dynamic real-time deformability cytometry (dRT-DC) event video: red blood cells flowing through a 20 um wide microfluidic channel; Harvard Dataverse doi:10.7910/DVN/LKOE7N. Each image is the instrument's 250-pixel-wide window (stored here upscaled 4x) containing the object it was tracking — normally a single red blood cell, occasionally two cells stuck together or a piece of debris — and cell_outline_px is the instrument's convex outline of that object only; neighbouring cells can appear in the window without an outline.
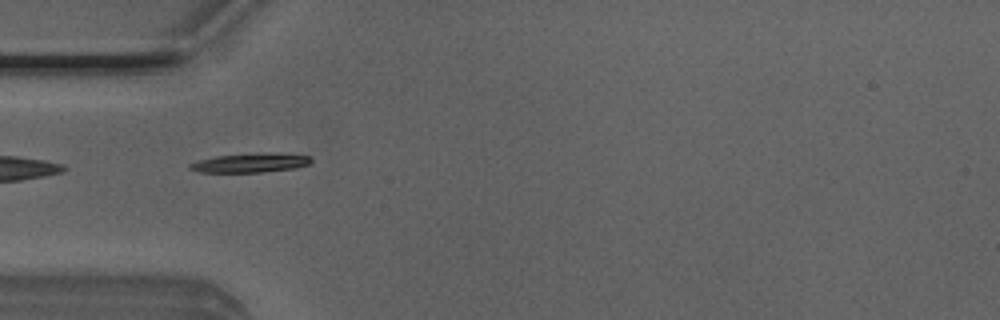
{"species": "Egyptian fruit bat (a non-hibernating species)", "species_latin": "Rousettus aegyptiacus", "temperature_condition": "room temperature", "stored_images_in_passage": 36, "camera_frame_rate_fps": 3000, "um_per_image_px": 0.085, "animal": {"sex": "male"}, "frame": {"image": 1, "passage_image": 1, "time_ms": 0.0, "image_size_px": [1000, 320], "cell_outline_px": [[312, 160], [308, 164], [292, 168], [260, 172], [200, 172], [188, 168], [188, 164], [200, 160], [216, 156], [312, 156]], "centroid_in_image_um": [21.13, 13.91], "position_along_channel_um": 63.9, "area_um2": 11.96}}
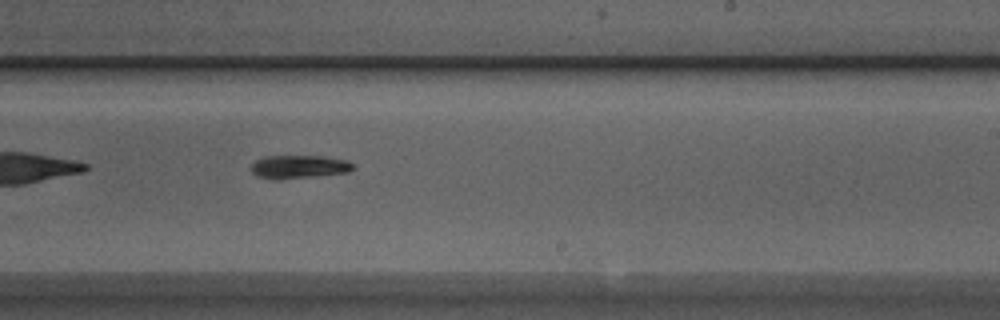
{"frame": {"image": 2, "passage_image": 16, "time_ms": 5.0, "image_size_px": [1000, 320], "cell_outline_px": [[352, 168], [348, 172], [276, 180], [272, 180], [256, 176], [252, 172], [252, 164], [256, 160], [264, 156], [320, 156], [348, 160], [352, 164]], "centroid_in_image_um": [25.35, 14.18], "position_along_channel_um": 263.7, "area_um2": 13.7}}
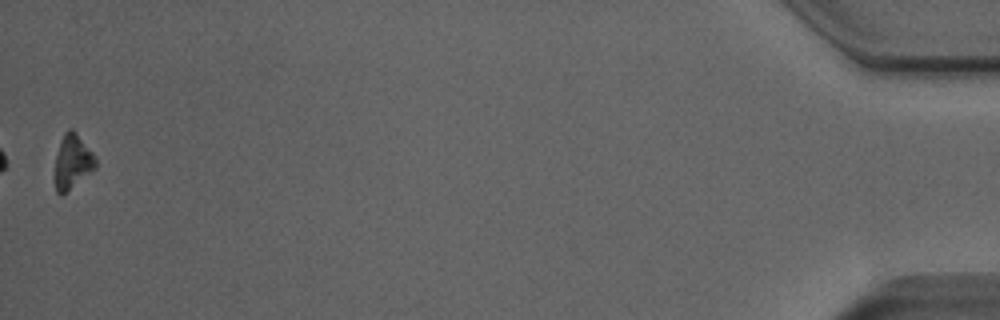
{"frame": {"image": 3, "passage_image": 36, "time_ms": 11.667, "image_size_px": [1000, 320], "cell_outline_px": [[96, 168], [60, 196], [56, 192], [56, 156], [60, 140], [64, 132], [68, 128], [72, 128], [76, 132], [92, 152], [96, 160]], "centroid_in_image_um": [6.16, 13.71], "position_along_channel_um": 429.0, "area_um2": 12.6}, "authors_computed_cell_mechanics": {"area_um2": 13.4674, "velocity_mm_per_s": 4.0125, "shape_relaxation_time_tau1_ms": 2.0566, "shape_relaxation_time_tau2_ms": null, "deformation_change_tau1": 0.1562, "deformation_change_tau2": null}}